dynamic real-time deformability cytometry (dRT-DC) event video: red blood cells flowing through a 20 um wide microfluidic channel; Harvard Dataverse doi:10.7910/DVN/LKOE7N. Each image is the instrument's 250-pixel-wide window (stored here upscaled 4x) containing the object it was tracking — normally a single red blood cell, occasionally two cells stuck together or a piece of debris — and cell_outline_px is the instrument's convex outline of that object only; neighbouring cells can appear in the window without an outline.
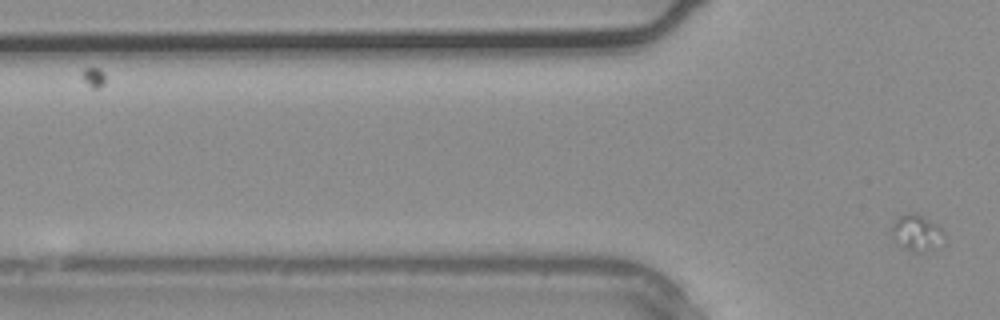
{"species": "common noctule bat (a hibernating species)", "species_latin": "Nyctalus noctula", "temperature_condition": "warm", "stored_images_in_passage": 2, "segment_of_instrument_passage": [2, 2], "camera_frame_rate_fps": 3000, "um_per_image_px": 0.085, "animal": {"sex": "male", "body_mass_g": 20.4}, "frame": {"image": 1, "passage_image": 2, "time_ms": 0.333, "image_size_px": [1000, 320], "cell_outline_px": [[944, 232], [932, 248], [928, 252], [912, 252], [904, 248], [892, 232], [892, 224], [900, 216], [912, 212], [916, 212], [936, 224]], "centroid_in_image_um": [77.89, 19.76], "position_along_channel_um": 47.9, "area_um2": 10.35}}